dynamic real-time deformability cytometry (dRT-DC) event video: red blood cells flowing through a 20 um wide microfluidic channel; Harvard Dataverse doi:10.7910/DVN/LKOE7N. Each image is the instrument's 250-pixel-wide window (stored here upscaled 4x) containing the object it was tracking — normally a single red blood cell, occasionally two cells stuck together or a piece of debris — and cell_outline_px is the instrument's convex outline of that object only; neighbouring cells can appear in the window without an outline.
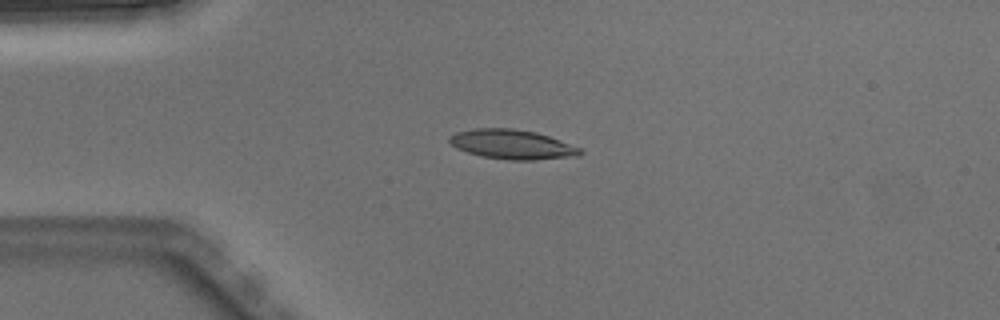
{"species": "Egyptian fruit bat (a non-hibernating species)", "species_latin": "Rousettus aegyptiacus", "temperature_condition": "warm", "stored_images_in_passage": 3, "camera_frame_rate_fps": 3000, "um_per_image_px": 0.085, "animal": {"sex": "male"}, "frame": {"image": 1, "passage_image": 2, "time_ms": 0.333, "image_size_px": [1000, 320], "cell_outline_px": [[584, 152], [580, 156], [536, 160], [508, 160], [480, 156], [456, 148], [448, 140], [448, 136], [456, 132], [472, 128], [512, 128], [536, 132], [560, 140], [580, 148]], "centroid_in_image_um": [43.53, 12.28], "position_along_channel_um": 41.5, "area_um2": 22.66}}